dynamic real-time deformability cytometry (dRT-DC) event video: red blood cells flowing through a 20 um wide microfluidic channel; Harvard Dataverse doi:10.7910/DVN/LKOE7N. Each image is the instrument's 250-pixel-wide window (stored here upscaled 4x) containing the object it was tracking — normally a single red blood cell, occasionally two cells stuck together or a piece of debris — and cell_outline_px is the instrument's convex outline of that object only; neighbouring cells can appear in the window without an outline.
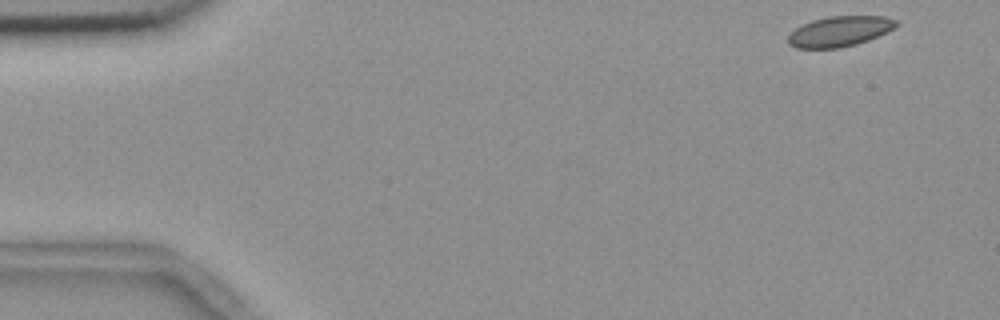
{"species": "common noctule bat (a hibernating species)", "species_latin": "Nyctalus noctula", "temperature_condition": "room temperature", "stored_images_in_passage": 5, "camera_frame_rate_fps": 3000, "um_per_image_px": 0.085, "animal": {"sex": "female", "body_mass_g": 18.4}, "frame": {"image": 1, "passage_image": 1, "time_ms": 0.0, "image_size_px": [1000, 320], "cell_outline_px": [[900, 24], [896, 28], [888, 32], [868, 40], [856, 44], [840, 48], [796, 48], [788, 44], [788, 36], [800, 24], [812, 20], [828, 16], [884, 16], [900, 20]], "centroid_in_image_um": [71.42, 2.65], "position_along_channel_um": 13.6, "area_um2": 19.42}}
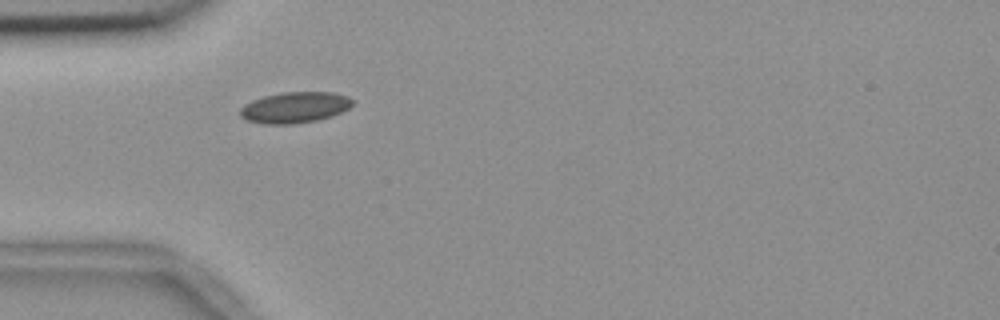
{"frame": {"image": 2, "passage_image": 5, "time_ms": 1.333, "image_size_px": [1000, 320], "cell_outline_px": [[352, 104], [348, 108], [332, 116], [316, 120], [292, 124], [268, 124], [248, 120], [240, 116], [240, 108], [244, 104], [252, 100], [264, 96], [280, 92], [336, 92], [348, 96], [352, 100]], "centroid_in_image_um": [25.05, 9.12], "position_along_channel_um": 59.9, "area_um2": 20.23}}